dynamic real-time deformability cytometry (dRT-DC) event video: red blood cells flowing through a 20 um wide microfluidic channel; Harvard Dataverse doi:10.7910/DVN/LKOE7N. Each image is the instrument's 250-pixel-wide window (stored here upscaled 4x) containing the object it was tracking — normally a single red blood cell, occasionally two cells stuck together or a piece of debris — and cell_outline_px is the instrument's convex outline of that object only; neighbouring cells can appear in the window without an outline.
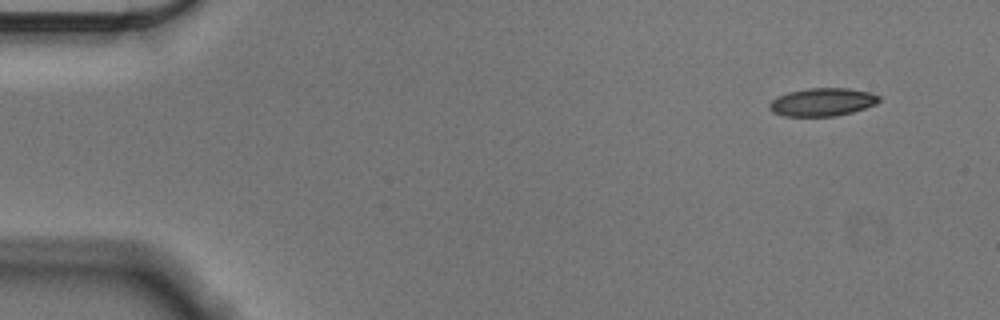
{"species": "Egyptian fruit bat (a non-hibernating species)", "species_latin": "Rousettus aegyptiacus", "temperature_condition": "cold", "stored_images_in_passage": 52, "camera_frame_rate_fps": 3000, "um_per_image_px": 0.085, "animal": {"sex": "male"}, "frame": {"image": 1, "passage_image": 1, "time_ms": 0.0, "image_size_px": [1000, 320], "cell_outline_px": [[880, 100], [876, 104], [852, 112], [836, 116], [784, 116], [772, 112], [768, 108], [768, 104], [776, 96], [788, 92], [808, 88], [848, 88], [872, 92], [880, 96]], "centroid_in_image_um": [69.89, 8.67], "position_along_channel_um": 15.1, "area_um2": 18.09}}
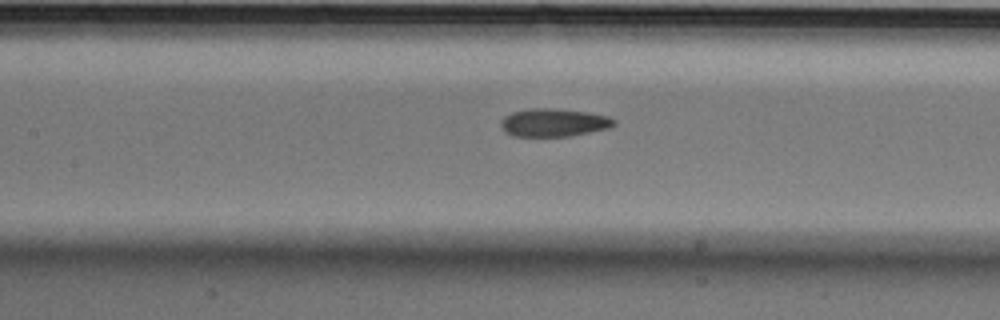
{"frame": {"image": 2, "passage_image": 22, "time_ms": 7.0, "image_size_px": [1000, 320], "cell_outline_px": [[616, 124], [608, 128], [572, 136], [512, 136], [504, 132], [500, 124], [504, 116], [512, 112], [532, 108], [556, 108], [588, 112], [608, 116], [616, 120]], "centroid_in_image_um": [47.07, 10.42], "position_along_channel_um": 160.3, "area_um2": 18.61}}
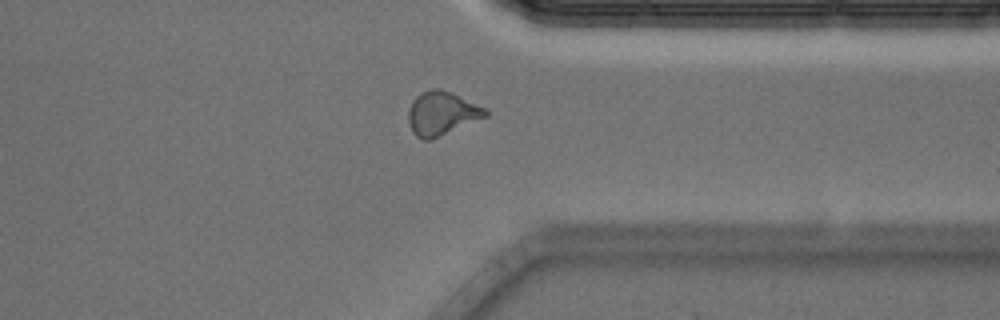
{"frame": {"image": 3, "passage_image": 40, "time_ms": 13.0, "image_size_px": [1000, 320], "cell_outline_px": [[488, 116], [432, 140], [424, 140], [416, 136], [412, 132], [408, 120], [408, 108], [412, 100], [420, 92], [428, 88], [440, 88], [488, 108]], "centroid_in_image_um": [37.54, 9.63], "position_along_channel_um": 373.9, "area_um2": 20.0}, "authors_computed_cell_mechanics": {"area_um2": 18.6116, "velocity_mm_per_s": 3.5932, "shape_relaxation_time_tau1_ms": null, "shape_relaxation_time_tau2_ms": 4.5583, "deformation_change_tau1": null, "deformation_change_tau2": 0.1116}}